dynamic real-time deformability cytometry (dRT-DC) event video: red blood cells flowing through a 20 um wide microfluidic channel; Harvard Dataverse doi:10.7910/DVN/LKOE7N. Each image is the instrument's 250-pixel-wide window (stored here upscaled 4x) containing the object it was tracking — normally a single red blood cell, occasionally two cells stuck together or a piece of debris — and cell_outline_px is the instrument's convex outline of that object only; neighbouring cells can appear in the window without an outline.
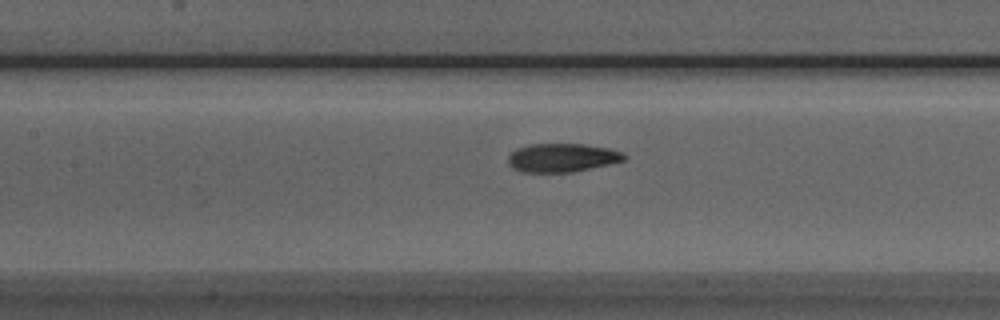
{"species": "Egyptian fruit bat (a non-hibernating species)", "species_latin": "Rousettus aegyptiacus", "temperature_condition": "room temperature", "stored_images_in_passage": 23, "camera_frame_rate_fps": 3000, "um_per_image_px": 0.085, "animal": {"sex": "male"}, "frame": {"image": 1, "passage_image": 11, "time_ms": 3.333, "image_size_px": [1000, 320], "cell_outline_px": [[628, 156], [624, 160], [608, 164], [572, 172], [520, 172], [512, 168], [508, 164], [508, 156], [516, 148], [532, 144], [584, 144], [608, 148], [624, 152]], "centroid_in_image_um": [47.77, 13.4], "position_along_channel_um": 159.6, "area_um2": 19.36}}
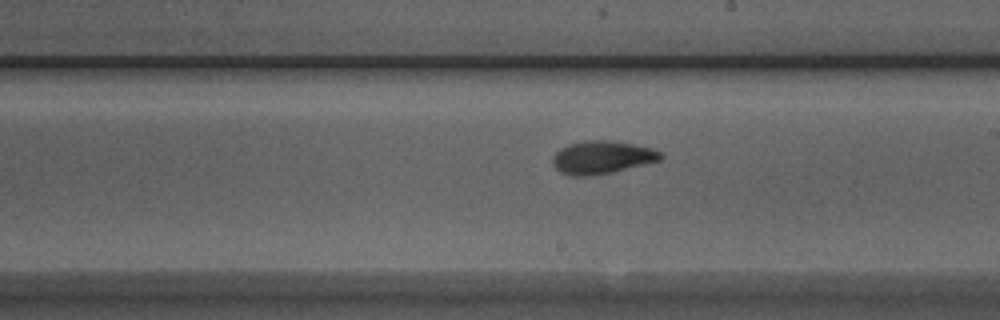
{"frame": {"image": 2, "passage_image": 17, "time_ms": 5.333, "image_size_px": [1000, 320], "cell_outline_px": [[664, 156], [660, 160], [612, 172], [588, 176], [572, 176], [560, 172], [552, 164], [552, 156], [560, 148], [568, 144], [584, 140], [608, 140], [632, 144], [652, 148], [664, 152]], "centroid_in_image_um": [51.16, 13.37], "position_along_channel_um": 237.8, "area_um2": 20.81}}
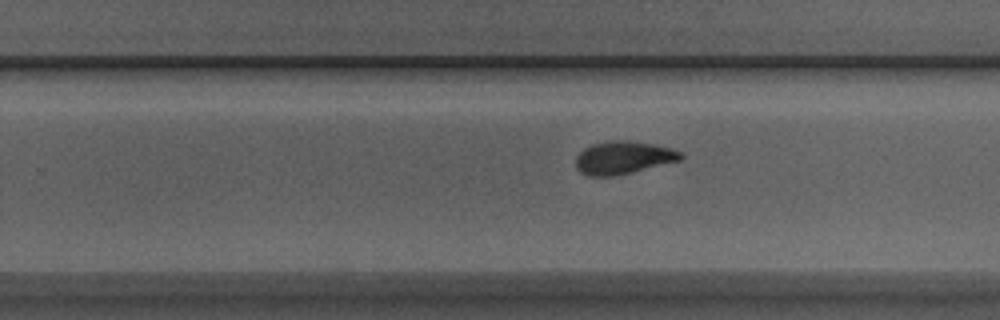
{"frame": {"image": 3, "passage_image": 20, "time_ms": 6.333, "image_size_px": [1000, 320], "cell_outline_px": [[684, 156], [680, 160], [632, 172], [612, 176], [588, 176], [580, 172], [576, 168], [576, 156], [584, 148], [592, 144], [608, 140], [628, 140], [652, 144], [672, 148], [680, 152]], "centroid_in_image_um": [52.95, 13.39], "position_along_channel_um": 276.9, "area_um2": 20.06}}